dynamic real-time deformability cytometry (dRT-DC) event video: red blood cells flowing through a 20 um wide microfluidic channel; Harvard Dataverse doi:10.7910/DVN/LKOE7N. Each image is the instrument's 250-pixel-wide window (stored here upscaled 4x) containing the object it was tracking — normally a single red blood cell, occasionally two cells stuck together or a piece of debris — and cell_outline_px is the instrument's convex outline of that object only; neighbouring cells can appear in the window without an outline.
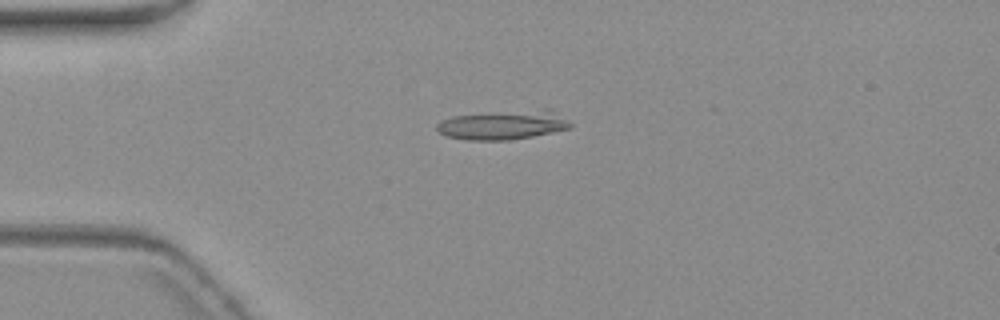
{"species": "common noctule bat (a hibernating species)", "species_latin": "Nyctalus noctula", "temperature_condition": "warm", "stored_images_in_passage": 5, "camera_frame_rate_fps": 3000, "um_per_image_px": 0.085, "animal": {"sex": "female", "body_mass_g": 19.3, "forearm_length_mm": 54.1}, "frame": {"image": 1, "passage_image": 4, "time_ms": 3.667, "image_size_px": [1000, 320], "cell_outline_px": [[572, 128], [532, 136], [508, 140], [468, 140], [444, 136], [436, 128], [436, 124], [440, 120], [452, 116], [544, 108], [552, 108], [572, 124]], "centroid_in_image_um": [42.79, 10.61], "position_along_channel_um": 42.2, "area_um2": 22.89}}